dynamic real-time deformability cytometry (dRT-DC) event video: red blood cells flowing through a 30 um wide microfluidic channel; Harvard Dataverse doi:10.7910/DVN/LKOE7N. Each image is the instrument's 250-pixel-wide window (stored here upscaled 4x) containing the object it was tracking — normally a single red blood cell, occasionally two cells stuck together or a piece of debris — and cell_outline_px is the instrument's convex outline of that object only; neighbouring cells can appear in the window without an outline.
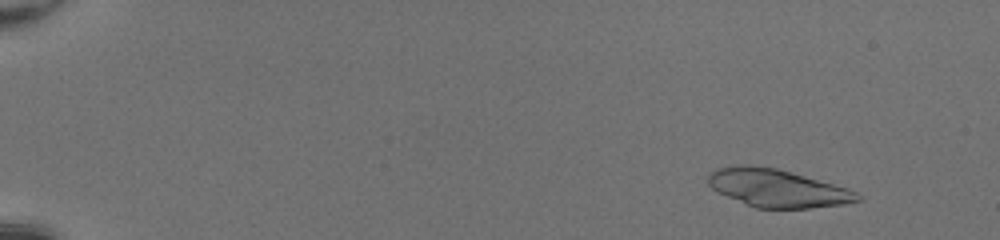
{"species": "common noctule bat (a hibernating species)", "species_latin": "Nyctalus noctula", "temperature_condition": "room temperature", "stored_images_in_passage": 50, "segment_of_instrument_passage": [1, 2], "camera_frame_rate_fps": 3000, "um_per_image_px": 0.085, "animal": {"sex": "female", "body_mass_g": 20.0, "forearm_length_mm": 54.0}, "frame": {"image": 1, "passage_image": 6, "time_ms": 1.667, "image_size_px": [1000, 240], "cell_outline_px": [[864, 200], [844, 204], [812, 208], [756, 208], [716, 192], [708, 184], [708, 176], [716, 168], [736, 164], [752, 164], [776, 168], [792, 172], [848, 188], [864, 196]], "centroid_in_image_um": [66.09, 15.98], "position_along_channel_um": 18.9, "area_um2": 33.29}}
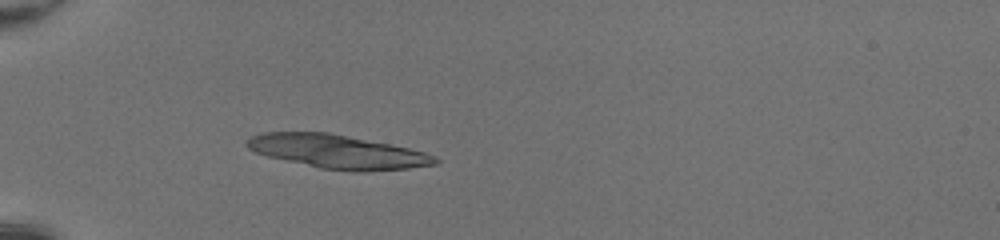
{"frame": {"image": 2, "passage_image": 18, "time_ms": 5.667, "image_size_px": [1000, 240], "cell_outline_px": [[440, 160], [436, 164], [408, 168], [360, 172], [352, 172], [320, 168], [268, 156], [256, 152], [248, 148], [244, 144], [244, 140], [260, 132], [328, 132], [408, 148], [424, 152], [436, 156]], "centroid_in_image_um": [28.66, 12.89], "position_along_channel_um": 56.3, "area_um2": 36.82}}